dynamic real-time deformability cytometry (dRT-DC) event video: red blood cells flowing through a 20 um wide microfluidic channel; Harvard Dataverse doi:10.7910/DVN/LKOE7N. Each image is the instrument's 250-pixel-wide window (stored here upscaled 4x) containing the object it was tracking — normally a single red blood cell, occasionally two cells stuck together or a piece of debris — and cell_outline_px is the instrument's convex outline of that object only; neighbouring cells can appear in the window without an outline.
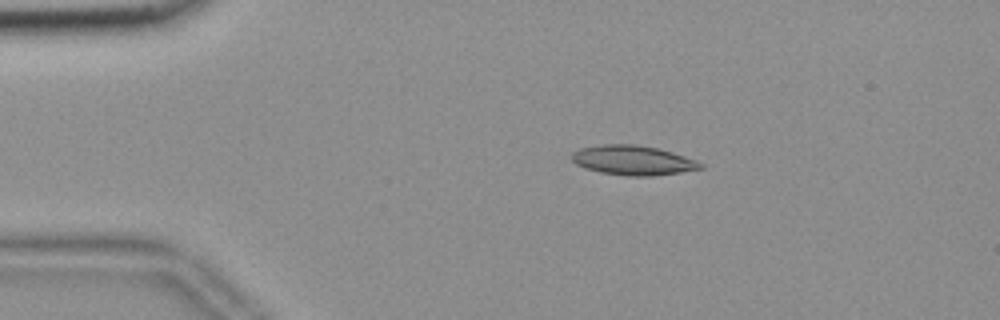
{"species": "common noctule bat (a hibernating species)", "species_latin": "Nyctalus noctula", "temperature_condition": "room temperature", "stored_images_in_passage": 54, "camera_frame_rate_fps": 3000, "um_per_image_px": 0.085, "animal": {"sex": "female", "body_mass_g": 18.4}, "frame": {"image": 1, "passage_image": 10, "time_ms": 3.0, "image_size_px": [1000, 320], "cell_outline_px": [[704, 168], [680, 172], [652, 176], [628, 176], [600, 172], [584, 168], [576, 164], [572, 160], [572, 152], [580, 148], [600, 144], [636, 144], [656, 148], [672, 152], [696, 160], [704, 164]], "centroid_in_image_um": [53.79, 13.62], "position_along_channel_um": 31.2, "area_um2": 22.25}}
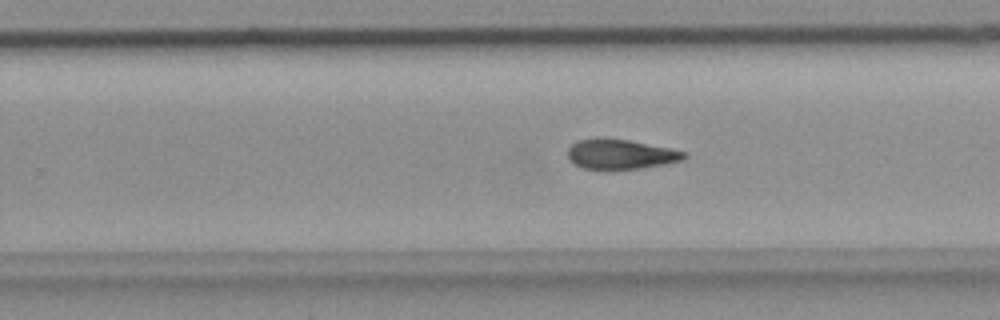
{"frame": {"image": 2, "passage_image": 34, "time_ms": 11.0, "image_size_px": [1000, 320], "cell_outline_px": [[688, 156], [684, 160], [664, 164], [640, 168], [604, 172], [584, 168], [568, 160], [568, 148], [576, 140], [596, 136], [604, 136], [628, 140], [668, 148], [684, 152]], "centroid_in_image_um": [52.66, 13.11], "position_along_channel_um": 277.1, "area_um2": 21.04}}
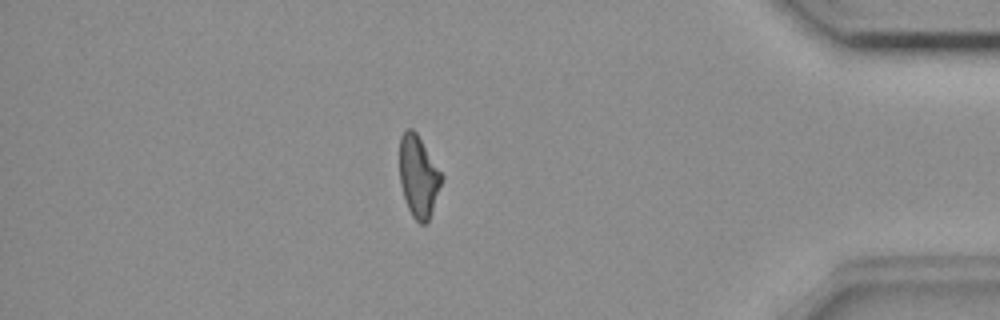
{"frame": {"image": 3, "passage_image": 47, "time_ms": 15.333, "image_size_px": [1000, 320], "cell_outline_px": [[444, 176], [428, 220], [424, 224], [420, 224], [412, 216], [408, 208], [400, 184], [400, 136], [408, 128], [412, 128], [416, 132]], "centroid_in_image_um": [35.56, 14.98], "position_along_channel_um": 399.6, "area_um2": 19.71}, "authors_computed_cell_mechanics": {"area_um2": 21.0392, "velocity_mm_per_s": 3.6944, "shape_relaxation_time_tau1_ms": null, "shape_relaxation_time_tau2_ms": 8.4395, "deformation_change_tau1": null, "deformation_change_tau2": 0.1821}}